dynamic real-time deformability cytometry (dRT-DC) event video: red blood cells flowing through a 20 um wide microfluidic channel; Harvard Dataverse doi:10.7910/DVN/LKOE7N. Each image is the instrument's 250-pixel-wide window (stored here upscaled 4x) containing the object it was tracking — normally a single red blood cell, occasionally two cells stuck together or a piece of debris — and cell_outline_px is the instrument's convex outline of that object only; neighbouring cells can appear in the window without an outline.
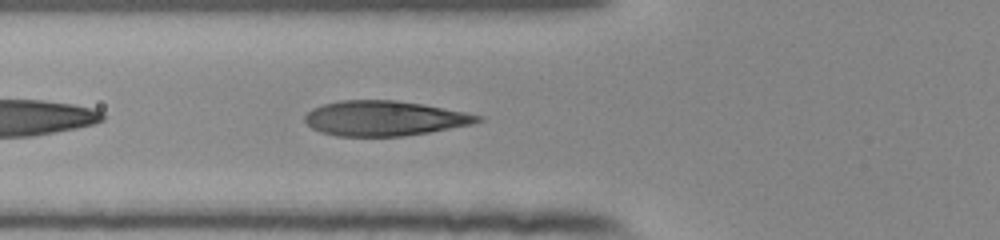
{"species": "human", "species_latin": "Homo sapiens", "temperature_condition": "room temperature", "stored_images_in_passage": 32, "camera_frame_rate_fps": 3000, "um_per_image_px": 0.085, "donor": {"sex": "female"}, "frame": {"image": 1, "passage_image": 4, "time_ms": 1.0, "image_size_px": [1000, 240], "cell_outline_px": [[484, 120], [472, 124], [428, 132], [404, 136], [336, 136], [320, 132], [312, 128], [304, 120], [304, 116], [312, 108], [324, 104], [340, 100], [396, 100], [420, 104], [464, 112], [484, 116]], "centroid_in_image_um": [32.65, 10.06], "position_along_channel_um": 93.1, "area_um2": 35.08}}
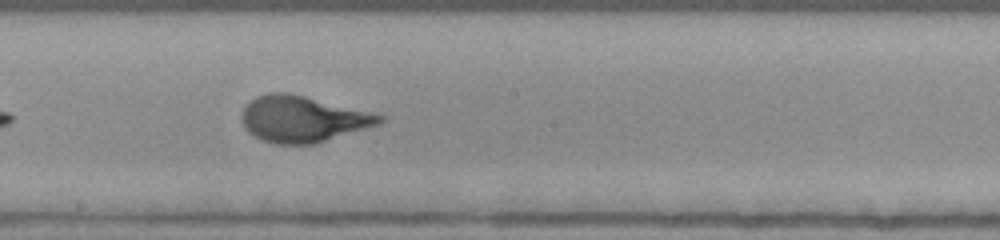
{"frame": {"image": 2, "passage_image": 14, "time_ms": 4.333, "image_size_px": [1000, 240], "cell_outline_px": [[388, 116], [380, 124], [312, 144], [276, 144], [264, 140], [248, 132], [244, 128], [244, 108], [256, 96], [268, 92], [288, 92], [372, 112]], "centroid_in_image_um": [25.77, 10.1], "position_along_channel_um": 222.4, "area_um2": 36.65}}
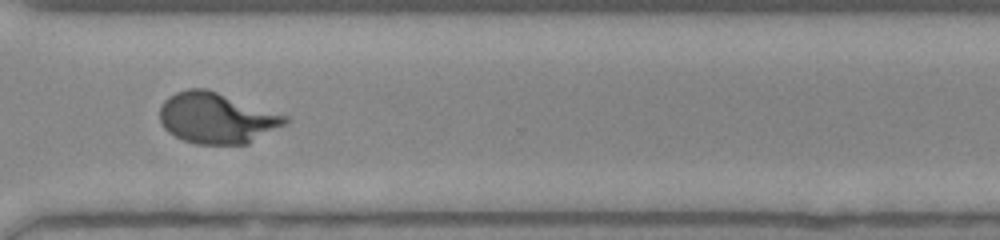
{"frame": {"image": 3, "passage_image": 24, "time_ms": 7.667, "image_size_px": [1000, 240], "cell_outline_px": [[292, 120], [288, 124], [248, 144], [196, 144], [184, 140], [168, 132], [164, 128], [160, 120], [160, 108], [164, 100], [168, 96], [176, 92], [188, 88], [204, 88], [288, 116]], "centroid_in_image_um": [18.44, 10.05], "position_along_channel_um": 352.2, "area_um2": 37.17}, "authors_computed_cell_mechanics": {"area_um2": 36.1828, "velocity_mm_per_s": 3.8811, "shape_relaxation_time_tau1_ms": 3.6693, "shape_relaxation_time_tau2_ms": null, "deformation_change_tau1": 0.2197, "deformation_change_tau2": null}}